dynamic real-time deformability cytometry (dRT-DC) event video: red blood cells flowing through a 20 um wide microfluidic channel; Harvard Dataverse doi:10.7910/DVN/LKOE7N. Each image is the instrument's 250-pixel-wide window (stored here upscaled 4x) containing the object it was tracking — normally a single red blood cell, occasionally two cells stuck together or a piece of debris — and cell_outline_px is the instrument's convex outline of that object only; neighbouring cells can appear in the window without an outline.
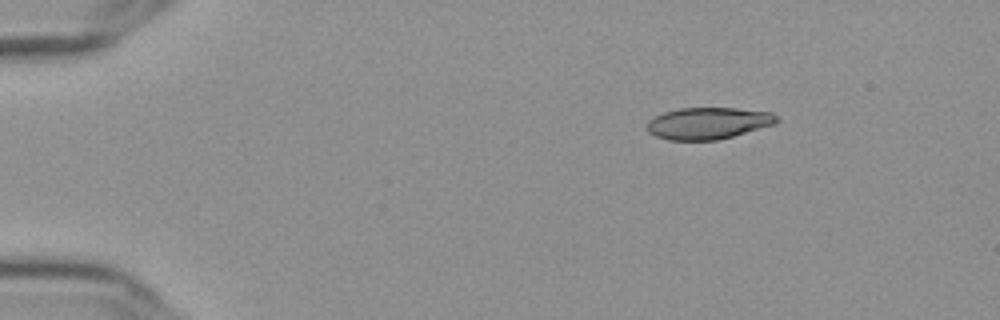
{"species": "Egyptian fruit bat (a non-hibernating species)", "species_latin": "Rousettus aegyptiacus", "temperature_condition": "cold", "stored_images_in_passage": 10, "camera_frame_rate_fps": 3000, "um_per_image_px": 0.085, "frame": {"image": 1, "passage_image": 1, "time_ms": 0.0, "image_size_px": [1000, 320], "cell_outline_px": [[780, 120], [776, 124], [732, 136], [716, 140], [668, 140], [656, 136], [648, 132], [648, 120], [664, 112], [680, 108], [736, 108], [772, 112]], "centroid_in_image_um": [60.21, 10.47], "position_along_channel_um": 24.8, "area_um2": 23.93}}